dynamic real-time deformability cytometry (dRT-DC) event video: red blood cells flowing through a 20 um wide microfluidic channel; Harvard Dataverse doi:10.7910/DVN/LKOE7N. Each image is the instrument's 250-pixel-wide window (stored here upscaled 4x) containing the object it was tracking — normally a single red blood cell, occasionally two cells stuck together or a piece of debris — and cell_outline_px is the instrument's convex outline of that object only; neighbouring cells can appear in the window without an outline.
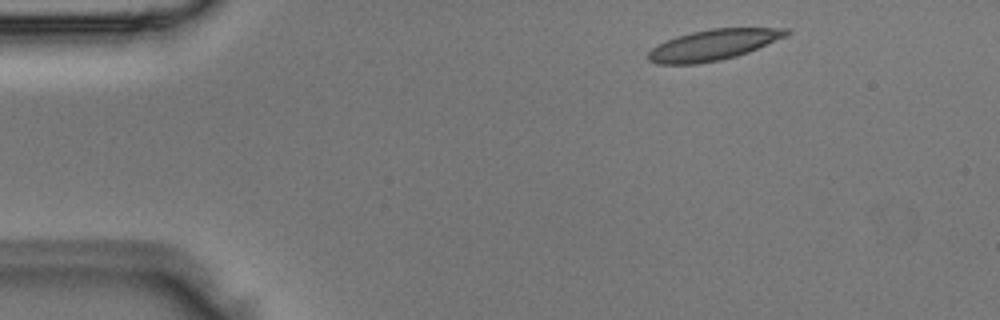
{"species": "Egyptian fruit bat (a non-hibernating species)", "species_latin": "Rousettus aegyptiacus", "temperature_condition": "room temperature", "stored_images_in_passage": 2, "camera_frame_rate_fps": 3000, "um_per_image_px": 0.085, "animal": {"sex": "male"}, "frame": {"image": 1, "passage_image": 1, "time_ms": 0.0, "image_size_px": [1000, 320], "cell_outline_px": [[792, 32], [784, 36], [748, 52], [736, 56], [720, 60], [696, 64], [656, 64], [648, 60], [648, 52], [652, 48], [676, 36], [692, 32], [712, 28], [788, 28]], "centroid_in_image_um": [60.6, 3.82], "position_along_channel_um": 24.4, "area_um2": 24.39}}